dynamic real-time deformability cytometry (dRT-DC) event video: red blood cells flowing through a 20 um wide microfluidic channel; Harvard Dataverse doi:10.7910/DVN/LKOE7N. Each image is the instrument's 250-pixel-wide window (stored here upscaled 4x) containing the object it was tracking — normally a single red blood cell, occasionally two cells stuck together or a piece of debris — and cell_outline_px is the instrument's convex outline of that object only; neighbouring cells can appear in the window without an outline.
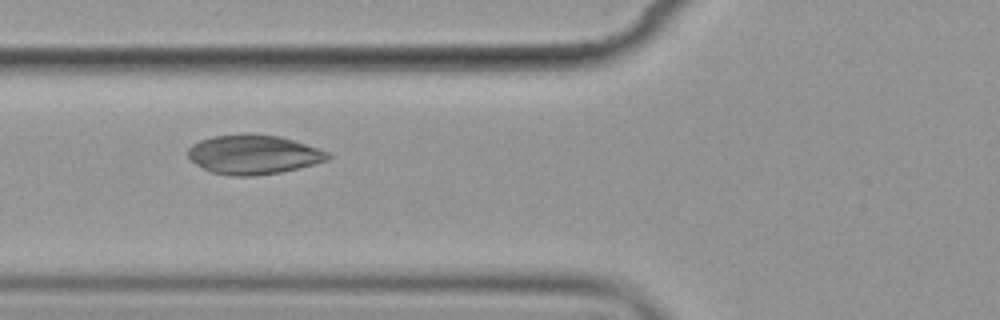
{"species": "common noctule bat (a hibernating species)", "species_latin": "Nyctalus noctula", "temperature_condition": "cold", "stored_images_in_passage": 5, "camera_frame_rate_fps": 3000, "um_per_image_px": 0.085, "animal": {"sex": "female", "body_mass_g": 19.9}, "frame": {"image": 1, "passage_image": 4, "time_ms": 3.667, "image_size_px": [1000, 320], "cell_outline_px": [[332, 156], [328, 160], [316, 164], [300, 168], [280, 172], [252, 176], [232, 176], [212, 172], [196, 164], [188, 156], [188, 148], [192, 144], [200, 140], [212, 136], [248, 132], [280, 136], [320, 148], [328, 152]], "centroid_in_image_um": [21.57, 13.11], "position_along_channel_um": 104.2, "area_um2": 32.43}}
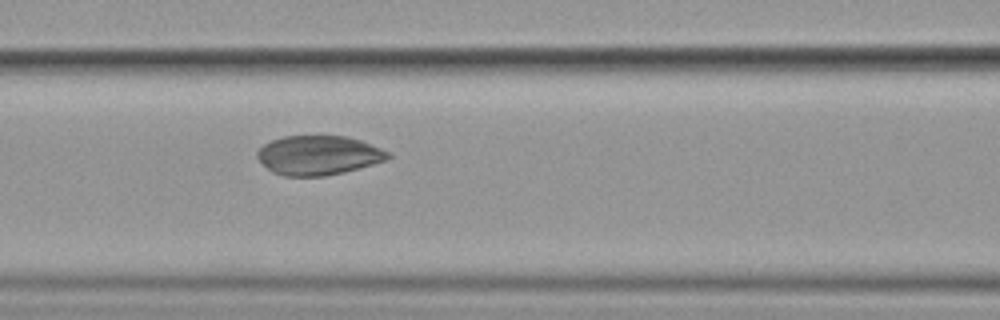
{"frame": {"image": 2, "passage_image": 5, "time_ms": 4.667, "image_size_px": [1000, 320], "cell_outline_px": [[392, 156], [384, 160], [372, 164], [344, 172], [324, 176], [284, 176], [272, 172], [256, 156], [256, 152], [264, 144], [272, 140], [284, 136], [344, 136], [360, 140], [392, 152]], "centroid_in_image_um": [27.07, 13.19], "position_along_channel_um": 139.5, "area_um2": 29.82}}